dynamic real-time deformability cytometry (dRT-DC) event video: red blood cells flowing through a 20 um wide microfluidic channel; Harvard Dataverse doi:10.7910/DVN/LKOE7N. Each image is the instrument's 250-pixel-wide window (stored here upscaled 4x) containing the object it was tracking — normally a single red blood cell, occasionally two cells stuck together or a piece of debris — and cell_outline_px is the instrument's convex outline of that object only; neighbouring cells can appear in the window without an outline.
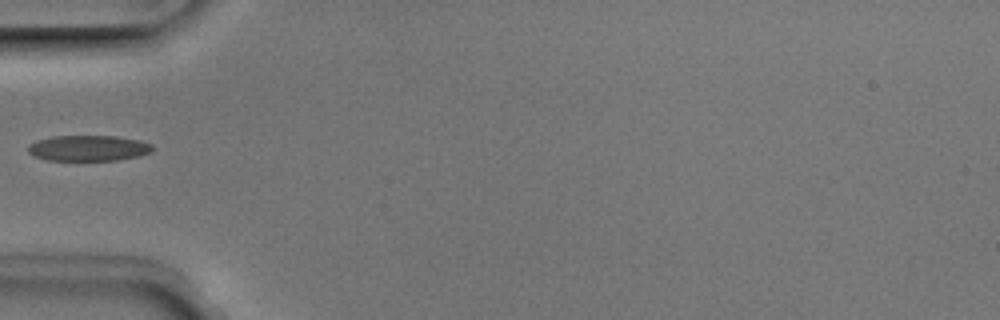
{"species": "Egyptian fruit bat (a non-hibernating species)", "species_latin": "Rousettus aegyptiacus", "temperature_condition": "room temperature", "stored_images_in_passage": 4, "camera_frame_rate_fps": 3000, "um_per_image_px": 0.085, "animal": {"sex": "male"}, "frame": {"image": 1, "passage_image": 3, "time_ms": 0.667, "image_size_px": [1000, 320], "cell_outline_px": [[152, 152], [140, 156], [116, 160], [48, 160], [36, 156], [28, 152], [28, 144], [36, 140], [52, 136], [116, 136], [140, 140], [152, 144]], "centroid_in_image_um": [7.52, 12.58], "position_along_channel_um": 77.5, "area_um2": 18.67}}